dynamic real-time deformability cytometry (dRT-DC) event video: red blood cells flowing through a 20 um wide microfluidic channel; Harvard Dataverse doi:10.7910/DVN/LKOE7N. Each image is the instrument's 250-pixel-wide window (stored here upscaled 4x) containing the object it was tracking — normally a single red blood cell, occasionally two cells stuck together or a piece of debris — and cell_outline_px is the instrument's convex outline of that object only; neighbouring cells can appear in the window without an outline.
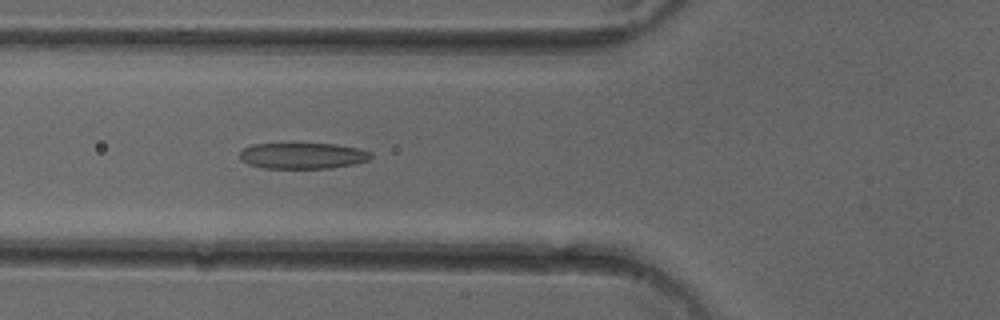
{"species": "common noctule bat (a hibernating species)", "species_latin": "Nyctalus noctula", "temperature_condition": "cold", "stored_images_in_passage": 38, "camera_frame_rate_fps": 3000, "um_per_image_px": 0.085, "animal": {"sex": "female"}, "frame": {"image": 1, "passage_image": 6, "time_ms": 1.667, "image_size_px": [1000, 320], "cell_outline_px": [[372, 156], [368, 160], [356, 164], [328, 168], [264, 168], [248, 164], [240, 160], [240, 152], [244, 148], [252, 144], [336, 144], [356, 148], [372, 152]], "centroid_in_image_um": [25.73, 13.24], "position_along_channel_um": 100.1, "area_um2": 19.83}}
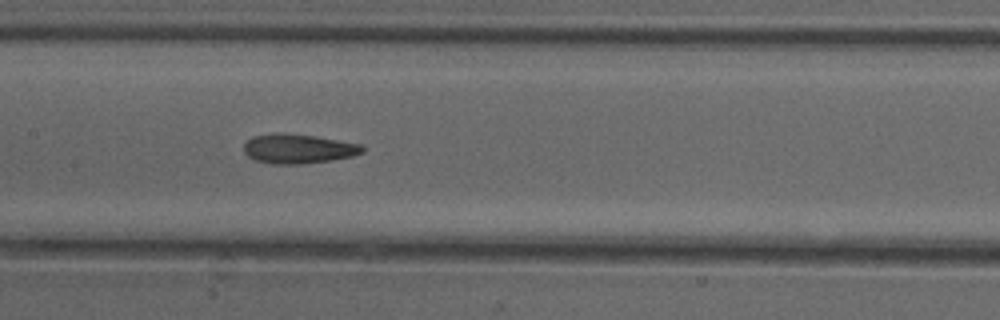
{"frame": {"image": 2, "passage_image": 12, "time_ms": 3.667, "image_size_px": [1000, 320], "cell_outline_px": [[364, 152], [352, 156], [332, 160], [300, 164], [272, 164], [256, 160], [248, 156], [244, 152], [244, 144], [252, 136], [276, 132], [284, 132], [312, 136], [360, 144], [364, 148]], "centroid_in_image_um": [25.31, 12.64], "position_along_channel_um": 182.1, "area_um2": 20.29}}
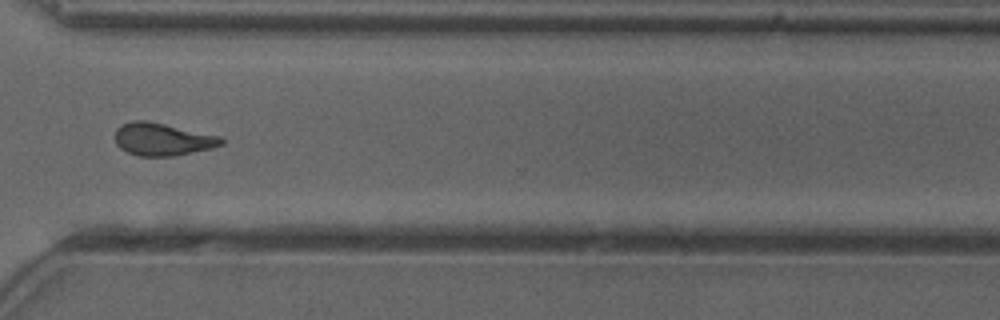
{"frame": {"image": 3, "passage_image": 25, "time_ms": 8.0, "image_size_px": [1000, 320], "cell_outline_px": [[224, 144], [212, 148], [176, 156], [140, 156], [128, 152], [120, 148], [116, 144], [116, 128], [120, 124], [132, 120], [148, 120], [220, 136], [224, 140]], "centroid_in_image_um": [13.81, 11.83], "position_along_channel_um": 356.8, "area_um2": 20.35}, "authors_computed_cell_mechanics": {"area_um2": 19.8254, "velocity_mm_per_s": 4.0483, "shape_relaxation_time_tau1_ms": 9.1295, "shape_relaxation_time_tau2_ms": 1.864, "deformation_change_tau1": 0.2143, "deformation_change_tau2": 0.096}}